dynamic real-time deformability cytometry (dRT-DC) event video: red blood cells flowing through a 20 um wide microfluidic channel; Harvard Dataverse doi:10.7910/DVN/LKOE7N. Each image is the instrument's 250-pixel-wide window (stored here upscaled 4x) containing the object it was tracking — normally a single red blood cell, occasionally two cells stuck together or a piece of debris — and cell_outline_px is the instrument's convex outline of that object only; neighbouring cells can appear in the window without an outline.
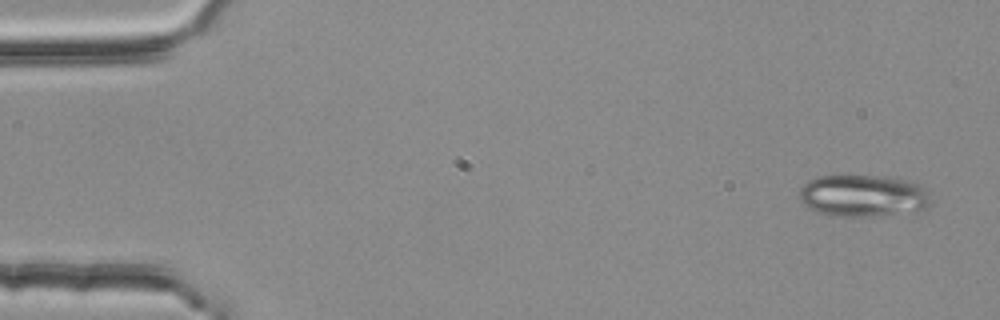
{"species": "common noctule bat (a hibernating species)", "species_latin": "Nyctalus noctula", "temperature_condition": "room temperature", "stored_images_in_passage": 4, "camera_frame_rate_fps": 3000, "um_per_image_px": 0.085, "animal": {"sex": "female", "body_mass_g": 25.1}, "frame": {"image": 1, "passage_image": 1, "time_ms": 0.0, "image_size_px": [1000, 320], "cell_outline_px": [[932, 204], [928, 208], [916, 212], [880, 216], [828, 216], [816, 212], [804, 204], [800, 200], [800, 188], [808, 180], [816, 176], [888, 176], [912, 180], [920, 184], [928, 192]], "centroid_in_image_um": [73.43, 16.65], "position_along_channel_um": 11.6, "area_um2": 32.95}}